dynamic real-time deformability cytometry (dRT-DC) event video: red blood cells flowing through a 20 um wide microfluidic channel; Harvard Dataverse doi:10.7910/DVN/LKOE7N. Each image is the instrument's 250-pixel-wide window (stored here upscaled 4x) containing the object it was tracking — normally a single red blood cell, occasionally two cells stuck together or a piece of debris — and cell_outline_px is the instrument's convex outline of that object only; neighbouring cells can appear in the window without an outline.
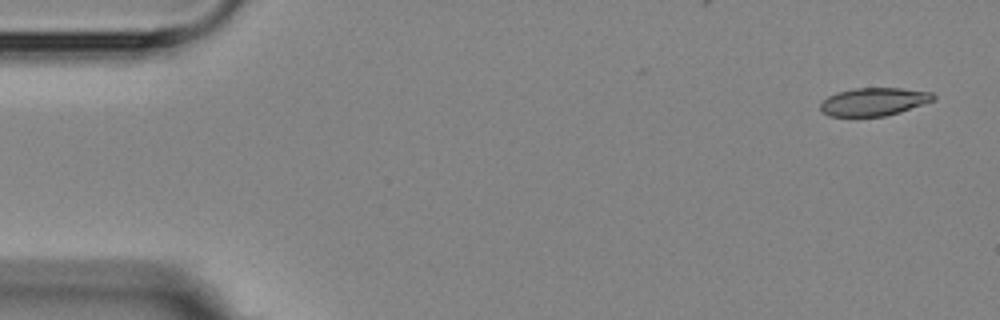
{"species": "Egyptian fruit bat (a non-hibernating species)", "species_latin": "Rousettus aegyptiacus", "temperature_condition": "room temperature", "stored_images_in_passage": 6, "camera_frame_rate_fps": 3000, "um_per_image_px": 0.085, "animal": {"sex": "female"}, "frame": {"image": 1, "passage_image": 1, "time_ms": 0.0, "image_size_px": [1000, 320], "cell_outline_px": [[936, 100], [900, 112], [884, 116], [828, 116], [820, 108], [820, 104], [828, 96], [836, 92], [852, 88], [900, 88], [932, 92], [936, 96]], "centroid_in_image_um": [74.3, 8.64], "position_along_channel_um": 10.7, "area_um2": 18.5}}
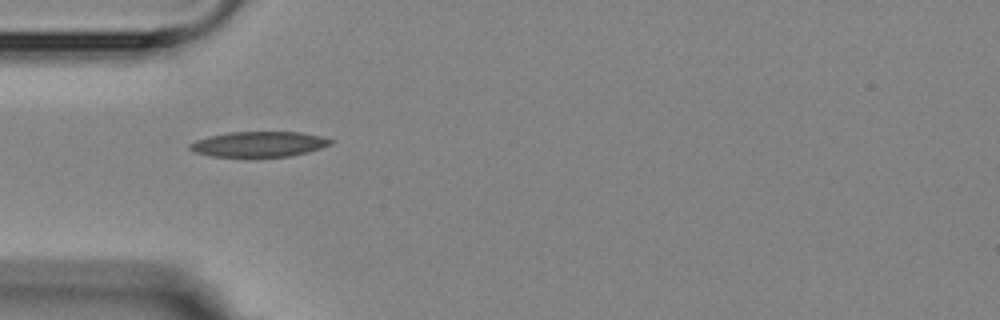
{"frame": {"image": 2, "passage_image": 5, "time_ms": 4.667, "image_size_px": [1000, 320], "cell_outline_px": [[332, 144], [320, 148], [288, 156], [212, 156], [196, 152], [188, 148], [188, 144], [196, 140], [208, 136], [228, 132], [300, 132], [320, 136], [332, 140]], "centroid_in_image_um": [21.96, 12.24], "position_along_channel_um": 63.0, "area_um2": 20.4}}
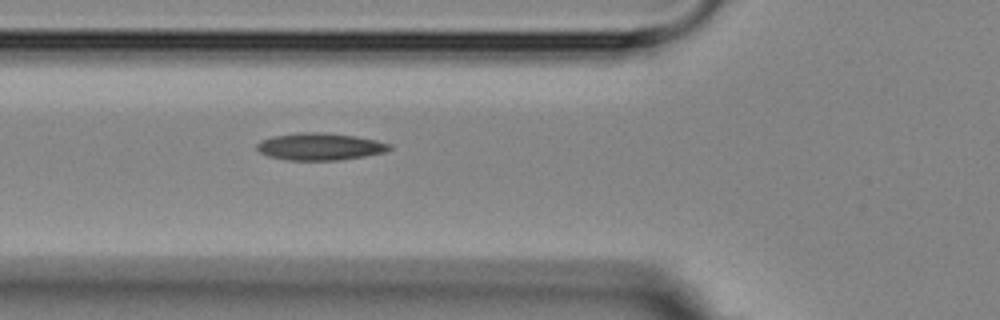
{"frame": {"image": 3, "passage_image": 6, "time_ms": 5.667, "image_size_px": [1000, 320], "cell_outline_px": [[392, 148], [384, 152], [364, 156], [340, 160], [288, 160], [268, 156], [260, 152], [256, 148], [256, 144], [260, 140], [272, 136], [296, 132], [324, 132], [356, 136], [376, 140], [392, 144]], "centroid_in_image_um": [27.18, 12.45], "position_along_channel_um": 98.6, "area_um2": 21.15}}